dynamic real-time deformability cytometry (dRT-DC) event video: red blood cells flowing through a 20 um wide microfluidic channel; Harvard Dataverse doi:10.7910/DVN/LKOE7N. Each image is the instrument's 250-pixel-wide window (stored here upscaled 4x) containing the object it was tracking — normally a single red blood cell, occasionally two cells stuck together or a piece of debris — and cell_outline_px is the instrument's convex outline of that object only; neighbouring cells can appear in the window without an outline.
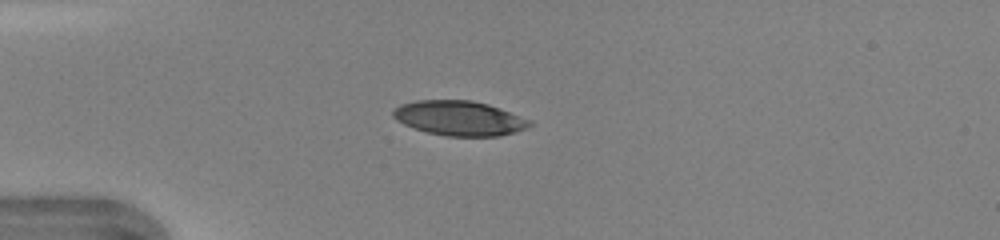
{"species": "human", "species_latin": "Homo sapiens", "temperature_condition": "warm", "stored_images_in_passage": 35, "camera_frame_rate_fps": 3000, "um_per_image_px": 0.085, "donor": {"sex": "female"}, "frame": {"image": 1, "passage_image": 1, "time_ms": 0.0, "image_size_px": [1000, 240], "cell_outline_px": [[532, 124], [528, 128], [500, 136], [448, 136], [428, 132], [404, 124], [396, 120], [392, 116], [392, 112], [400, 104], [416, 100], [472, 100], [488, 104], [532, 120]], "centroid_in_image_um": [39.06, 10.04], "position_along_channel_um": 45.9, "area_um2": 27.57}}
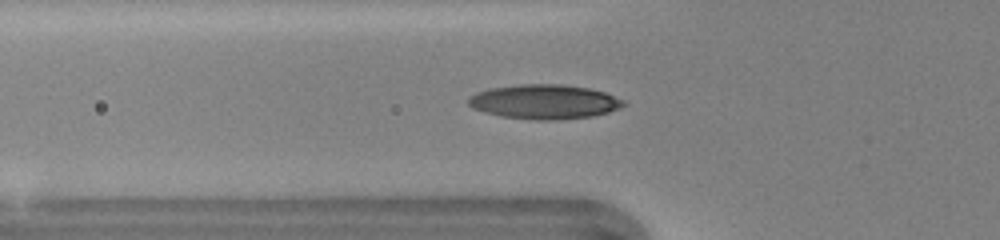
{"frame": {"image": 2, "passage_image": 5, "time_ms": 1.333, "image_size_px": [1000, 240], "cell_outline_px": [[628, 104], [620, 108], [608, 112], [592, 116], [556, 120], [536, 120], [500, 116], [484, 112], [472, 108], [468, 104], [468, 96], [476, 92], [488, 88], [520, 84], [560, 84], [588, 88], [604, 92], [624, 100]], "centroid_in_image_um": [46.25, 8.65], "position_along_channel_um": 79.6, "area_um2": 31.33}}
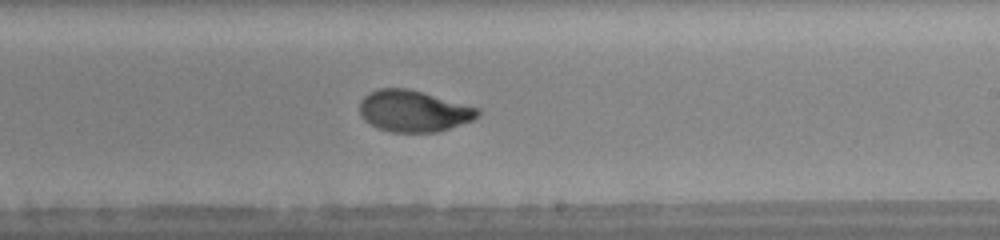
{"frame": {"image": 3, "passage_image": 17, "time_ms": 5.333, "image_size_px": [1000, 240], "cell_outline_px": [[480, 116], [472, 120], [436, 132], [392, 132], [368, 124], [360, 116], [360, 100], [368, 92], [380, 88], [408, 88], [480, 108]], "centroid_in_image_um": [35.13, 9.43], "position_along_channel_um": 253.9, "area_um2": 28.55}, "authors_computed_cell_mechanics": {"area_um2": 29.2468, "velocity_mm_per_s": 4.3394, "shape_relaxation_time_tau1_ms": 4.2413, "shape_relaxation_time_tau2_ms": 0.9181, "deformation_change_tau1": 0.1921, "deformation_change_tau2": 0.055}}